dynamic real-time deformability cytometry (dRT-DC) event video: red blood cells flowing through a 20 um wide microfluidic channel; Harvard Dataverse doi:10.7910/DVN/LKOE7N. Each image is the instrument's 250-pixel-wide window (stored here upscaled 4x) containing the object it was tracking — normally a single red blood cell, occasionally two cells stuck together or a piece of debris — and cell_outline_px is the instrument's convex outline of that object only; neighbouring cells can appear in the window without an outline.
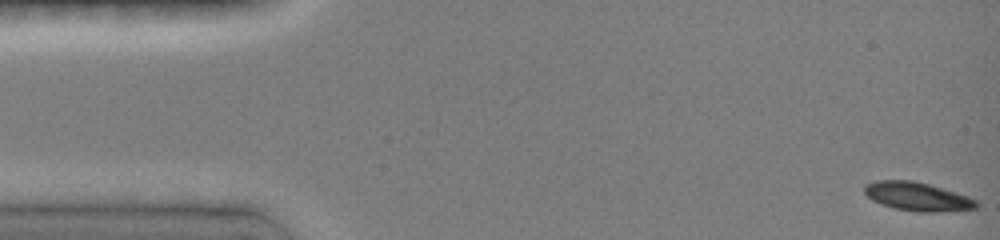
{"species": "common noctule bat (a hibernating species)", "species_latin": "Nyctalus noctula", "temperature_condition": "room temperature", "stored_images_in_passage": 48, "camera_frame_rate_fps": 3000, "um_per_image_px": 0.085, "animal": {"sex": "female", "body_mass_g": 19.0, "forearm_length_mm": 51.5}, "frame": {"image": 1, "passage_image": 1, "time_ms": 0.0, "image_size_px": [1000, 240], "cell_outline_px": [[980, 204], [976, 208], [940, 212], [916, 212], [896, 208], [880, 204], [872, 200], [864, 192], [864, 184], [876, 180], [912, 180], [928, 184], [956, 192], [968, 196], [976, 200]], "centroid_in_image_um": [77.97, 16.7], "position_along_channel_um": 7.0, "area_um2": 18.73}}
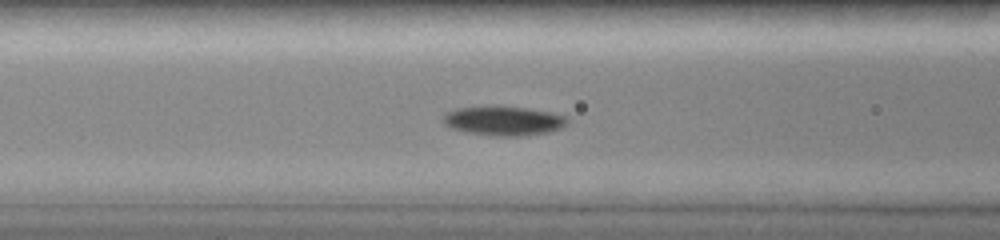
{"frame": {"image": 2, "passage_image": 19, "time_ms": 6.0, "image_size_px": [1000, 240], "cell_outline_px": [[568, 124], [560, 128], [548, 132], [524, 136], [488, 136], [468, 132], [452, 128], [444, 124], [444, 112], [456, 108], [528, 108], [552, 112], [564, 116], [568, 120]], "centroid_in_image_um": [42.83, 10.3], "position_along_channel_um": 123.8, "area_um2": 20.75}}
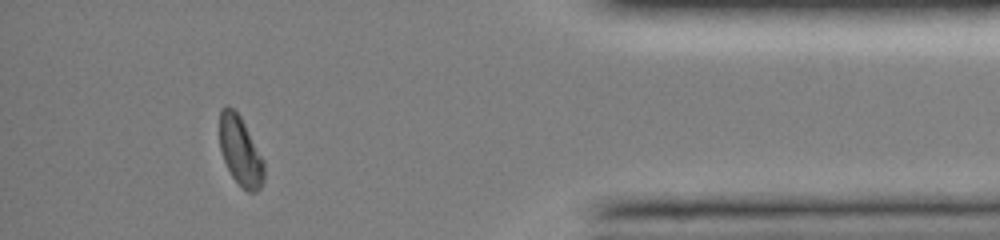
{"frame": {"image": 3, "passage_image": 43, "time_ms": 14.0, "image_size_px": [1000, 240], "cell_outline_px": [[264, 180], [260, 188], [256, 192], [248, 192], [232, 176], [224, 160], [220, 148], [220, 112], [228, 104], [240, 116], [264, 160]], "centroid_in_image_um": [20.45, 12.86], "position_along_channel_um": 414.8, "area_um2": 17.63}, "authors_computed_cell_mechanics": {"area_um2": 19.1607, "velocity_mm_per_s": 4.0093, "shape_relaxation_time_tau1_ms": 2.6323, "shape_relaxation_time_tau2_ms": null, "deformation_change_tau1": 0.1317, "deformation_change_tau2": null}}